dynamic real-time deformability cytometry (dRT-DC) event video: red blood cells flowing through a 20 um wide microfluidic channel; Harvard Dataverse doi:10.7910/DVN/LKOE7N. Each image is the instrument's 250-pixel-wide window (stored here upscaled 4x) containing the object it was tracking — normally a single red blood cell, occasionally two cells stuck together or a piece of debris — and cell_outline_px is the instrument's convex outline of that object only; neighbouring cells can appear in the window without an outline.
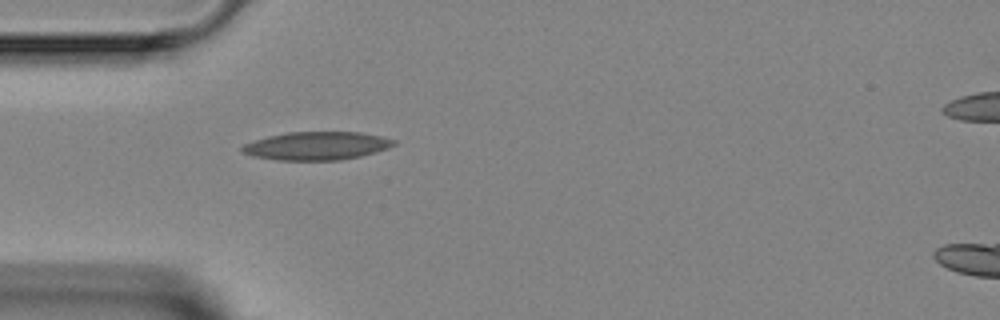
{"species": "Egyptian fruit bat (a non-hibernating species)", "species_latin": "Rousettus aegyptiacus", "temperature_condition": "room temperature", "stored_images_in_passage": 1, "camera_frame_rate_fps": 3000, "um_per_image_px": 0.085, "animal": {"sex": "female"}, "frame": {"image": 1, "passage_image": 1, "time_ms": 0.0, "image_size_px": [1000, 320], "cell_outline_px": [[396, 144], [388, 148], [376, 152], [360, 156], [340, 160], [276, 160], [252, 156], [240, 152], [240, 148], [244, 144], [268, 136], [288, 132], [360, 132], [380, 136], [396, 140]], "centroid_in_image_um": [26.91, 12.4], "position_along_channel_um": 58.1, "area_um2": 24.97}}